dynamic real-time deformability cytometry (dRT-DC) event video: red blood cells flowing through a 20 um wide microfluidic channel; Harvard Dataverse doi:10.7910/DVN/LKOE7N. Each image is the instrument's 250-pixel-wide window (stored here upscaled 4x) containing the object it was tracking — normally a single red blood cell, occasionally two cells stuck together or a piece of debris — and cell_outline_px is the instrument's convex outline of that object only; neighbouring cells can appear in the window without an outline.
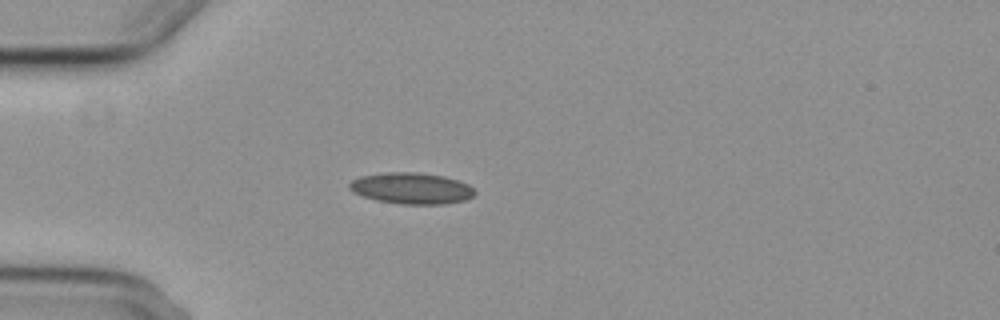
{"species": "common noctule bat (a hibernating species)", "species_latin": "Nyctalus noctula", "temperature_condition": "cold", "stored_images_in_passage": 2, "camera_frame_rate_fps": 3000, "um_per_image_px": 0.085, "animal": {"sex": "female", "body_mass_g": 29.2, "forearm_length_mm": 56.3}, "frame": {"image": 1, "passage_image": 1, "time_ms": 0.0, "image_size_px": [1000, 320], "cell_outline_px": [[476, 192], [472, 196], [464, 200], [444, 204], [400, 204], [376, 200], [352, 192], [348, 188], [348, 184], [352, 180], [360, 176], [384, 172], [416, 172], [444, 176], [468, 184]], "centroid_in_image_um": [34.94, 16.0], "position_along_channel_um": 50.1, "area_um2": 22.83}}